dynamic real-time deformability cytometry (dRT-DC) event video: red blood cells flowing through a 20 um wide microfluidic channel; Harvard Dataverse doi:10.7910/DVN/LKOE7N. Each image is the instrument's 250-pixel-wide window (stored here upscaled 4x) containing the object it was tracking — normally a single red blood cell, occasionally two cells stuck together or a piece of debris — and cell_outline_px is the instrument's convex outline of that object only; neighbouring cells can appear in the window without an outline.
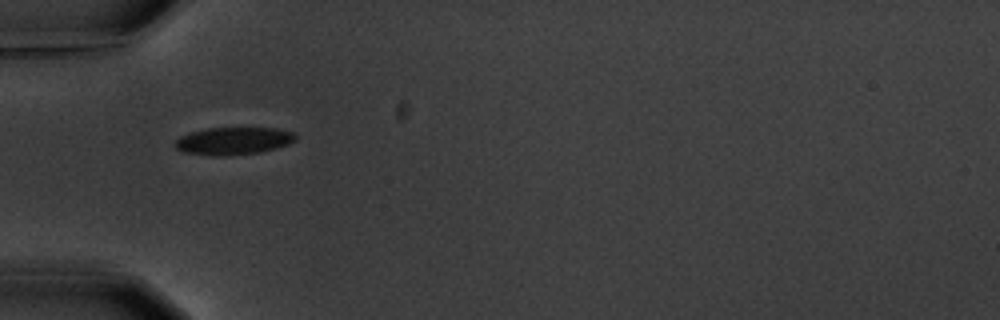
{"species": "common noctule bat (a hibernating species)", "species_latin": "Nyctalus noctula", "temperature_condition": "warm", "stored_images_in_passage": 3, "camera_frame_rate_fps": 3000, "um_per_image_px": 0.085, "animal": {"sex": "male", "body_mass_g": 20.1, "forearm_length_mm": 53.5}, "frame": {"image": 1, "passage_image": 1, "time_ms": 0.0, "image_size_px": [1000, 320], "cell_outline_px": [[296, 140], [288, 144], [276, 148], [260, 152], [224, 156], [212, 156], [184, 152], [176, 148], [176, 140], [180, 136], [192, 132], [208, 128], [276, 128], [292, 132], [296, 136]], "centroid_in_image_um": [19.85, 11.98], "position_along_channel_um": 65.2, "area_um2": 19.19}}